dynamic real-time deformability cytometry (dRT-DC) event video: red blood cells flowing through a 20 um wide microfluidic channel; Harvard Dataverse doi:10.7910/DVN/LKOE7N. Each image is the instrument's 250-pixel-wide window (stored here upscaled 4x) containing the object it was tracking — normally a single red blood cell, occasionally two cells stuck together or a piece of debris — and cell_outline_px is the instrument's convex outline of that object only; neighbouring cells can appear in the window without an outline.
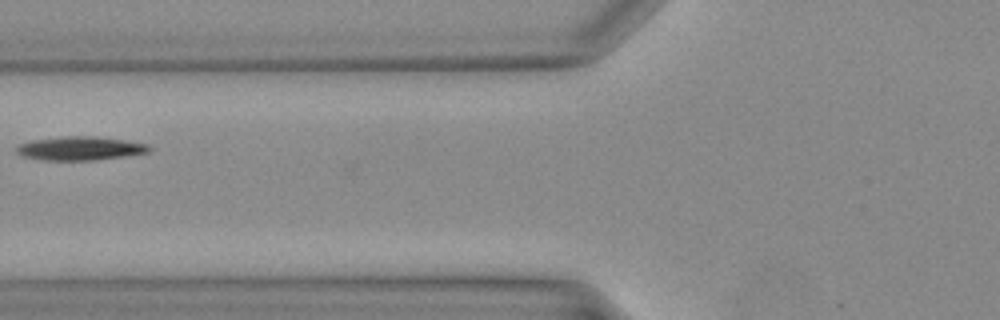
{"species": "Egyptian fruit bat (a non-hibernating species)", "species_latin": "Rousettus aegyptiacus", "temperature_condition": "warm", "stored_images_in_passage": 26, "camera_frame_rate_fps": 3000, "um_per_image_px": 0.085, "animal": {"sex": "female"}, "frame": {"image": 1, "passage_image": 2, "time_ms": 0.333, "image_size_px": [1000, 320], "cell_outline_px": [[152, 148], [148, 152], [124, 156], [96, 160], [44, 160], [24, 156], [16, 152], [16, 148], [20, 144], [32, 140], [64, 136], [96, 136], [124, 140], [148, 144]], "centroid_in_image_um": [6.82, 12.61], "position_along_channel_um": 119.0, "area_um2": 18.21}}
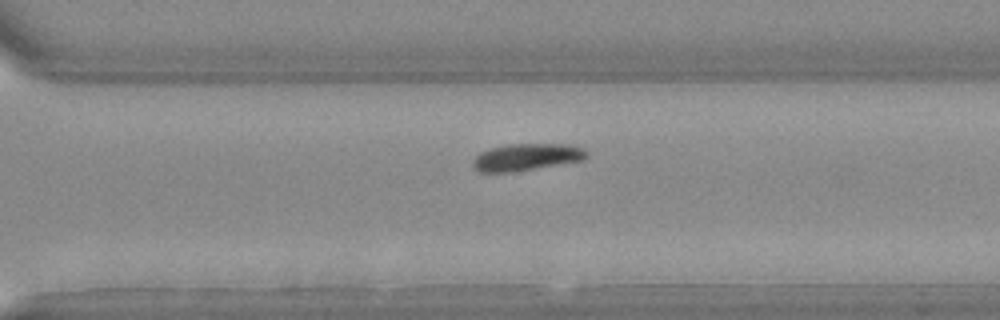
{"frame": {"image": 2, "passage_image": 14, "time_ms": 4.333, "image_size_px": [1000, 320], "cell_outline_px": [[588, 156], [584, 160], [512, 172], [480, 172], [472, 168], [472, 160], [480, 152], [492, 148], [508, 144], [572, 144], [584, 148], [588, 152]], "centroid_in_image_um": [44.77, 13.35], "position_along_channel_um": 325.8, "area_um2": 18.03}}
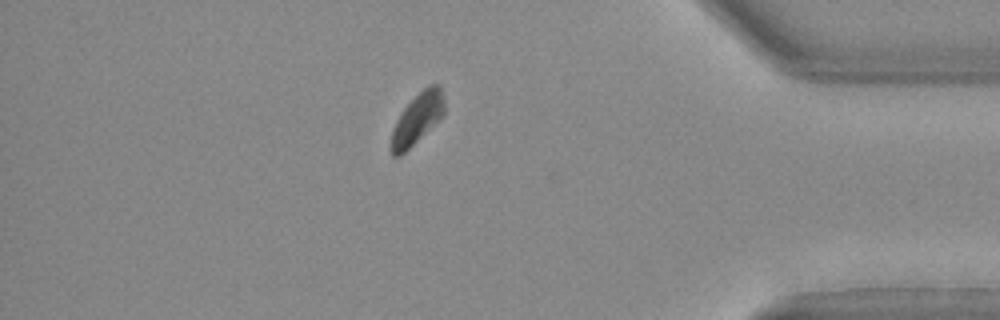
{"frame": {"image": 3, "passage_image": 20, "time_ms": 6.333, "image_size_px": [1000, 320], "cell_outline_px": [[444, 112], [440, 120], [400, 156], [392, 156], [388, 148], [392, 128], [400, 112], [428, 84], [440, 84], [444, 96]], "centroid_in_image_um": [35.44, 10.12], "position_along_channel_um": 399.8, "area_um2": 16.01}}